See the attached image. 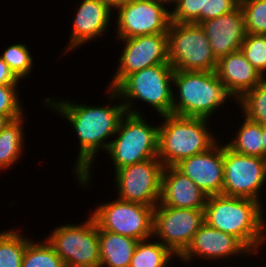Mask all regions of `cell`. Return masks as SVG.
<instances>
[{"mask_svg":"<svg viewBox=\"0 0 266 267\" xmlns=\"http://www.w3.org/2000/svg\"><path fill=\"white\" fill-rule=\"evenodd\" d=\"M108 93V101L113 103H105V105L97 106L93 104L75 103V100H67V98L55 99L46 97L43 99L44 107L51 108L52 112H56L59 116L67 120L71 125L74 133L79 140L78 156L75 159L72 175L80 188L90 187L94 161L96 156L102 150L106 152L119 124L127 113L118 93L111 88H106ZM65 99V100H64ZM119 103H118V102ZM117 102V103H116ZM109 139V140H108ZM80 184V185H79Z\"/></svg>","mask_w":266,"mask_h":267,"instance_id":"cell-1","label":"cell"},{"mask_svg":"<svg viewBox=\"0 0 266 267\" xmlns=\"http://www.w3.org/2000/svg\"><path fill=\"white\" fill-rule=\"evenodd\" d=\"M262 205L248 198L209 196L205 206V222L238 238L255 256L266 244L265 206Z\"/></svg>","mask_w":266,"mask_h":267,"instance_id":"cell-2","label":"cell"},{"mask_svg":"<svg viewBox=\"0 0 266 267\" xmlns=\"http://www.w3.org/2000/svg\"><path fill=\"white\" fill-rule=\"evenodd\" d=\"M172 114L210 120L227 100V91L215 71L174 70ZM177 91V92H176Z\"/></svg>","mask_w":266,"mask_h":267,"instance_id":"cell-3","label":"cell"},{"mask_svg":"<svg viewBox=\"0 0 266 267\" xmlns=\"http://www.w3.org/2000/svg\"><path fill=\"white\" fill-rule=\"evenodd\" d=\"M159 125L158 158L164 167L212 148L219 138L213 135L208 119L162 115Z\"/></svg>","mask_w":266,"mask_h":267,"instance_id":"cell-4","label":"cell"},{"mask_svg":"<svg viewBox=\"0 0 266 267\" xmlns=\"http://www.w3.org/2000/svg\"><path fill=\"white\" fill-rule=\"evenodd\" d=\"M173 74L171 64L155 65L126 76L114 90L118 93L126 111L142 114L134 102L147 104L157 115L172 114L173 107Z\"/></svg>","mask_w":266,"mask_h":267,"instance_id":"cell-5","label":"cell"},{"mask_svg":"<svg viewBox=\"0 0 266 267\" xmlns=\"http://www.w3.org/2000/svg\"><path fill=\"white\" fill-rule=\"evenodd\" d=\"M143 114L126 113L106 152L114 172L158 157L159 126L146 122Z\"/></svg>","mask_w":266,"mask_h":267,"instance_id":"cell-6","label":"cell"},{"mask_svg":"<svg viewBox=\"0 0 266 267\" xmlns=\"http://www.w3.org/2000/svg\"><path fill=\"white\" fill-rule=\"evenodd\" d=\"M65 267H100L99 228L89 214L78 224H61L45 237Z\"/></svg>","mask_w":266,"mask_h":267,"instance_id":"cell-7","label":"cell"},{"mask_svg":"<svg viewBox=\"0 0 266 267\" xmlns=\"http://www.w3.org/2000/svg\"><path fill=\"white\" fill-rule=\"evenodd\" d=\"M168 57L174 70L215 71L217 59L200 24L171 22Z\"/></svg>","mask_w":266,"mask_h":267,"instance_id":"cell-8","label":"cell"},{"mask_svg":"<svg viewBox=\"0 0 266 267\" xmlns=\"http://www.w3.org/2000/svg\"><path fill=\"white\" fill-rule=\"evenodd\" d=\"M90 211L101 230L129 236L138 241L152 237L154 208L118 198L99 204Z\"/></svg>","mask_w":266,"mask_h":267,"instance_id":"cell-9","label":"cell"},{"mask_svg":"<svg viewBox=\"0 0 266 267\" xmlns=\"http://www.w3.org/2000/svg\"><path fill=\"white\" fill-rule=\"evenodd\" d=\"M223 163V195L262 203L260 196L266 183V159L238 154L223 142Z\"/></svg>","mask_w":266,"mask_h":267,"instance_id":"cell-10","label":"cell"},{"mask_svg":"<svg viewBox=\"0 0 266 267\" xmlns=\"http://www.w3.org/2000/svg\"><path fill=\"white\" fill-rule=\"evenodd\" d=\"M204 222L205 210L174 208L159 203L153 211L152 237L178 258Z\"/></svg>","mask_w":266,"mask_h":267,"instance_id":"cell-11","label":"cell"},{"mask_svg":"<svg viewBox=\"0 0 266 267\" xmlns=\"http://www.w3.org/2000/svg\"><path fill=\"white\" fill-rule=\"evenodd\" d=\"M163 168L157 157L116 170L117 198L155 208L160 201Z\"/></svg>","mask_w":266,"mask_h":267,"instance_id":"cell-12","label":"cell"},{"mask_svg":"<svg viewBox=\"0 0 266 267\" xmlns=\"http://www.w3.org/2000/svg\"><path fill=\"white\" fill-rule=\"evenodd\" d=\"M123 42L122 53L118 59V67L107 87L114 89L126 76L144 68L167 64V33L142 35L132 38L116 39Z\"/></svg>","mask_w":266,"mask_h":267,"instance_id":"cell-13","label":"cell"},{"mask_svg":"<svg viewBox=\"0 0 266 267\" xmlns=\"http://www.w3.org/2000/svg\"><path fill=\"white\" fill-rule=\"evenodd\" d=\"M115 12V39L167 33L171 23L170 9L154 0H128Z\"/></svg>","mask_w":266,"mask_h":267,"instance_id":"cell-14","label":"cell"},{"mask_svg":"<svg viewBox=\"0 0 266 267\" xmlns=\"http://www.w3.org/2000/svg\"><path fill=\"white\" fill-rule=\"evenodd\" d=\"M253 255L238 238L217 230L204 222L194 234L188 247L177 259L183 264H189L196 259L211 260L213 263L219 260L220 262L225 261L230 257L251 258L250 256Z\"/></svg>","mask_w":266,"mask_h":267,"instance_id":"cell-15","label":"cell"},{"mask_svg":"<svg viewBox=\"0 0 266 267\" xmlns=\"http://www.w3.org/2000/svg\"><path fill=\"white\" fill-rule=\"evenodd\" d=\"M209 150L181 160L175 167L189 177L208 197L223 195V142Z\"/></svg>","mask_w":266,"mask_h":267,"instance_id":"cell-16","label":"cell"},{"mask_svg":"<svg viewBox=\"0 0 266 267\" xmlns=\"http://www.w3.org/2000/svg\"><path fill=\"white\" fill-rule=\"evenodd\" d=\"M113 13L114 11L99 0H82L74 12L72 30L68 39L70 41L65 45L63 54L67 55L66 53H71L74 49L76 51V48L104 36L109 31L110 20L114 18Z\"/></svg>","mask_w":266,"mask_h":267,"instance_id":"cell-17","label":"cell"},{"mask_svg":"<svg viewBox=\"0 0 266 267\" xmlns=\"http://www.w3.org/2000/svg\"><path fill=\"white\" fill-rule=\"evenodd\" d=\"M199 24L204 30L217 60L240 50L247 35L245 18L239 5L228 13Z\"/></svg>","mask_w":266,"mask_h":267,"instance_id":"cell-18","label":"cell"},{"mask_svg":"<svg viewBox=\"0 0 266 267\" xmlns=\"http://www.w3.org/2000/svg\"><path fill=\"white\" fill-rule=\"evenodd\" d=\"M208 196L175 166L164 167L159 203L163 206L205 210Z\"/></svg>","mask_w":266,"mask_h":267,"instance_id":"cell-19","label":"cell"},{"mask_svg":"<svg viewBox=\"0 0 266 267\" xmlns=\"http://www.w3.org/2000/svg\"><path fill=\"white\" fill-rule=\"evenodd\" d=\"M215 73L236 101L264 80L240 50L217 60Z\"/></svg>","mask_w":266,"mask_h":267,"instance_id":"cell-20","label":"cell"},{"mask_svg":"<svg viewBox=\"0 0 266 267\" xmlns=\"http://www.w3.org/2000/svg\"><path fill=\"white\" fill-rule=\"evenodd\" d=\"M138 240L99 228L100 267H130Z\"/></svg>","mask_w":266,"mask_h":267,"instance_id":"cell-21","label":"cell"},{"mask_svg":"<svg viewBox=\"0 0 266 267\" xmlns=\"http://www.w3.org/2000/svg\"><path fill=\"white\" fill-rule=\"evenodd\" d=\"M24 115L10 120L0 131V171L11 169L23 157L25 134Z\"/></svg>","mask_w":266,"mask_h":267,"instance_id":"cell-22","label":"cell"},{"mask_svg":"<svg viewBox=\"0 0 266 267\" xmlns=\"http://www.w3.org/2000/svg\"><path fill=\"white\" fill-rule=\"evenodd\" d=\"M242 118H244L243 123L238 130H235L236 134L226 142V145L238 154L263 158L261 124L243 116Z\"/></svg>","mask_w":266,"mask_h":267,"instance_id":"cell-23","label":"cell"},{"mask_svg":"<svg viewBox=\"0 0 266 267\" xmlns=\"http://www.w3.org/2000/svg\"><path fill=\"white\" fill-rule=\"evenodd\" d=\"M153 240L155 239L151 237L138 241L130 267H170L171 261L177 256L157 239Z\"/></svg>","mask_w":266,"mask_h":267,"instance_id":"cell-24","label":"cell"},{"mask_svg":"<svg viewBox=\"0 0 266 267\" xmlns=\"http://www.w3.org/2000/svg\"><path fill=\"white\" fill-rule=\"evenodd\" d=\"M23 235L13 227L0 231V267H21L27 243L31 240Z\"/></svg>","mask_w":266,"mask_h":267,"instance_id":"cell-25","label":"cell"},{"mask_svg":"<svg viewBox=\"0 0 266 267\" xmlns=\"http://www.w3.org/2000/svg\"><path fill=\"white\" fill-rule=\"evenodd\" d=\"M243 117L258 124H266V77L237 101Z\"/></svg>","mask_w":266,"mask_h":267,"instance_id":"cell-26","label":"cell"},{"mask_svg":"<svg viewBox=\"0 0 266 267\" xmlns=\"http://www.w3.org/2000/svg\"><path fill=\"white\" fill-rule=\"evenodd\" d=\"M21 267H65V265L46 238L40 242L31 238L27 243Z\"/></svg>","mask_w":266,"mask_h":267,"instance_id":"cell-27","label":"cell"},{"mask_svg":"<svg viewBox=\"0 0 266 267\" xmlns=\"http://www.w3.org/2000/svg\"><path fill=\"white\" fill-rule=\"evenodd\" d=\"M28 45L15 43L6 47L4 52L0 54L1 58L8 64L10 69L16 74V76L25 80L26 77H31V71L33 70V57L31 50L29 51Z\"/></svg>","mask_w":266,"mask_h":267,"instance_id":"cell-28","label":"cell"},{"mask_svg":"<svg viewBox=\"0 0 266 267\" xmlns=\"http://www.w3.org/2000/svg\"><path fill=\"white\" fill-rule=\"evenodd\" d=\"M239 6L247 33L266 35V0H240Z\"/></svg>","mask_w":266,"mask_h":267,"instance_id":"cell-29","label":"cell"},{"mask_svg":"<svg viewBox=\"0 0 266 267\" xmlns=\"http://www.w3.org/2000/svg\"><path fill=\"white\" fill-rule=\"evenodd\" d=\"M241 51L251 65L266 77V35L247 33Z\"/></svg>","mask_w":266,"mask_h":267,"instance_id":"cell-30","label":"cell"},{"mask_svg":"<svg viewBox=\"0 0 266 267\" xmlns=\"http://www.w3.org/2000/svg\"><path fill=\"white\" fill-rule=\"evenodd\" d=\"M206 0H179L170 10L171 22L201 23V11H205Z\"/></svg>","mask_w":266,"mask_h":267,"instance_id":"cell-31","label":"cell"},{"mask_svg":"<svg viewBox=\"0 0 266 267\" xmlns=\"http://www.w3.org/2000/svg\"><path fill=\"white\" fill-rule=\"evenodd\" d=\"M18 88L19 85H0V114L7 116L10 120L25 115Z\"/></svg>","mask_w":266,"mask_h":267,"instance_id":"cell-32","label":"cell"},{"mask_svg":"<svg viewBox=\"0 0 266 267\" xmlns=\"http://www.w3.org/2000/svg\"><path fill=\"white\" fill-rule=\"evenodd\" d=\"M239 3L240 0H206L205 11H201V23L234 10Z\"/></svg>","mask_w":266,"mask_h":267,"instance_id":"cell-33","label":"cell"},{"mask_svg":"<svg viewBox=\"0 0 266 267\" xmlns=\"http://www.w3.org/2000/svg\"><path fill=\"white\" fill-rule=\"evenodd\" d=\"M20 81L0 56V85H19Z\"/></svg>","mask_w":266,"mask_h":267,"instance_id":"cell-34","label":"cell"},{"mask_svg":"<svg viewBox=\"0 0 266 267\" xmlns=\"http://www.w3.org/2000/svg\"><path fill=\"white\" fill-rule=\"evenodd\" d=\"M107 5L112 11H115L118 7L125 4L128 0H99Z\"/></svg>","mask_w":266,"mask_h":267,"instance_id":"cell-35","label":"cell"},{"mask_svg":"<svg viewBox=\"0 0 266 267\" xmlns=\"http://www.w3.org/2000/svg\"><path fill=\"white\" fill-rule=\"evenodd\" d=\"M154 1H156L157 3H159L165 7L167 6V9H169V8L173 9L177 5L179 0H154ZM171 5H173V7Z\"/></svg>","mask_w":266,"mask_h":267,"instance_id":"cell-36","label":"cell"},{"mask_svg":"<svg viewBox=\"0 0 266 267\" xmlns=\"http://www.w3.org/2000/svg\"><path fill=\"white\" fill-rule=\"evenodd\" d=\"M262 141H263V158L266 159V124L261 125Z\"/></svg>","mask_w":266,"mask_h":267,"instance_id":"cell-37","label":"cell"},{"mask_svg":"<svg viewBox=\"0 0 266 267\" xmlns=\"http://www.w3.org/2000/svg\"><path fill=\"white\" fill-rule=\"evenodd\" d=\"M10 119L5 116L0 114V131L9 123Z\"/></svg>","mask_w":266,"mask_h":267,"instance_id":"cell-38","label":"cell"}]
</instances>
